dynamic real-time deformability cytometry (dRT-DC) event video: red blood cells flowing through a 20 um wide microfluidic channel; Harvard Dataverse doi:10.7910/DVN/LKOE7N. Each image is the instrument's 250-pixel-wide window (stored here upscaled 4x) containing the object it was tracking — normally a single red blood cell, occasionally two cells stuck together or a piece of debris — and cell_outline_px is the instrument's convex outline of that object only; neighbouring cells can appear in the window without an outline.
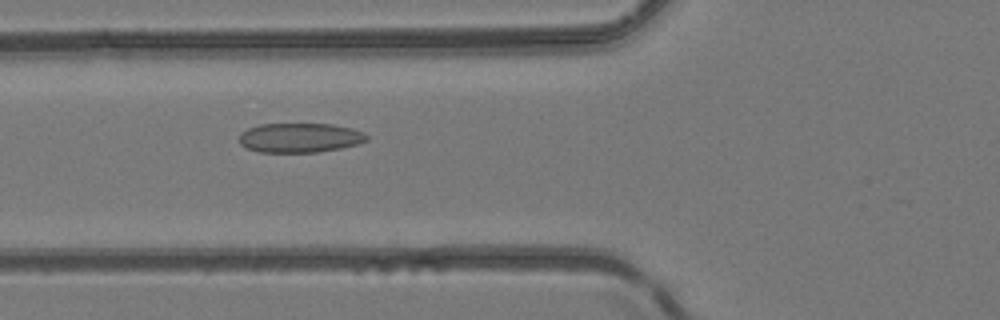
{"species": "common noctule bat (a hibernating species)", "species_latin": "Nyctalus noctula", "temperature_condition": "room temperature", "stored_images_in_passage": 40, "camera_frame_rate_fps": 3000, "um_per_image_px": 0.085, "animal": {"sex": "female", "body_mass_g": 24.6, "forearm_length_mm": 56.2}, "frame": {"image": 1, "passage_image": 19, "time_ms": 6.0, "image_size_px": [1000, 320], "cell_outline_px": [[368, 140], [360, 144], [340, 148], [316, 152], [256, 152], [244, 148], [240, 144], [240, 132], [248, 128], [260, 124], [332, 124], [352, 128], [364, 132], [368, 136]], "centroid_in_image_um": [25.48, 11.71], "position_along_channel_um": 100.3, "area_um2": 22.14}}
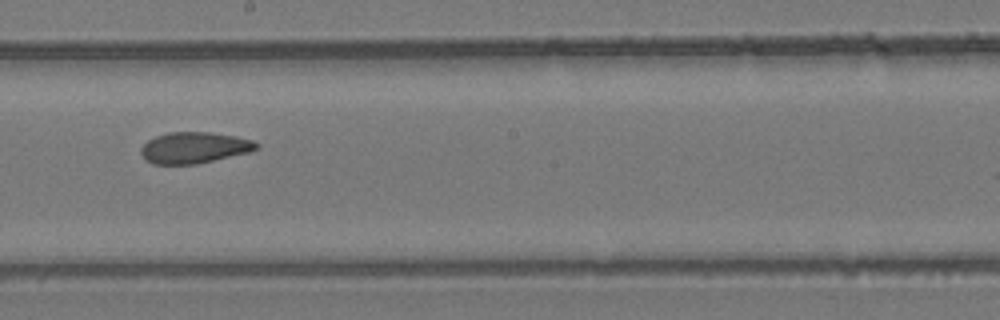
{"frame": {"image": 2, "passage_image": 28, "time_ms": 9.0, "image_size_px": [1000, 320], "cell_outline_px": [[260, 148], [248, 152], [196, 164], [152, 164], [144, 160], [140, 152], [140, 148], [148, 140], [156, 136], [168, 132], [208, 132], [236, 136], [252, 140], [260, 144]], "centroid_in_image_um": [16.49, 12.55], "position_along_channel_um": 231.7, "area_um2": 21.04}}
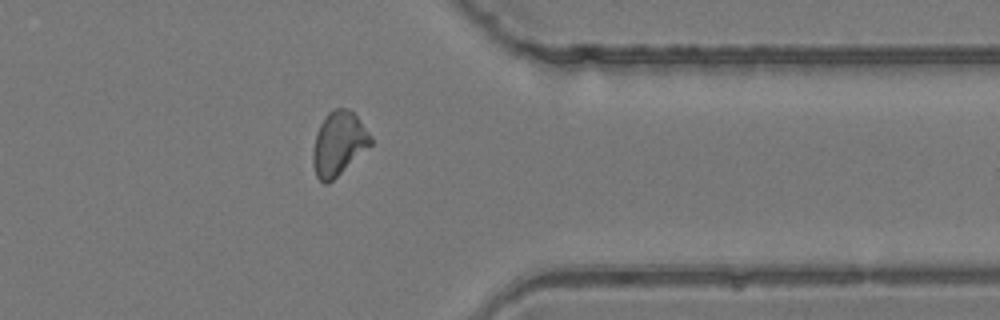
{"frame": {"image": 3, "passage_image": 39, "time_ms": 12.667, "image_size_px": [1000, 320], "cell_outline_px": [[372, 144], [328, 184], [324, 184], [316, 176], [312, 164], [312, 152], [316, 132], [324, 116], [328, 112], [336, 108], [348, 108], [356, 116], [372, 136]], "centroid_in_image_um": [28.76, 12.2], "position_along_channel_um": 382.6, "area_um2": 21.44}}